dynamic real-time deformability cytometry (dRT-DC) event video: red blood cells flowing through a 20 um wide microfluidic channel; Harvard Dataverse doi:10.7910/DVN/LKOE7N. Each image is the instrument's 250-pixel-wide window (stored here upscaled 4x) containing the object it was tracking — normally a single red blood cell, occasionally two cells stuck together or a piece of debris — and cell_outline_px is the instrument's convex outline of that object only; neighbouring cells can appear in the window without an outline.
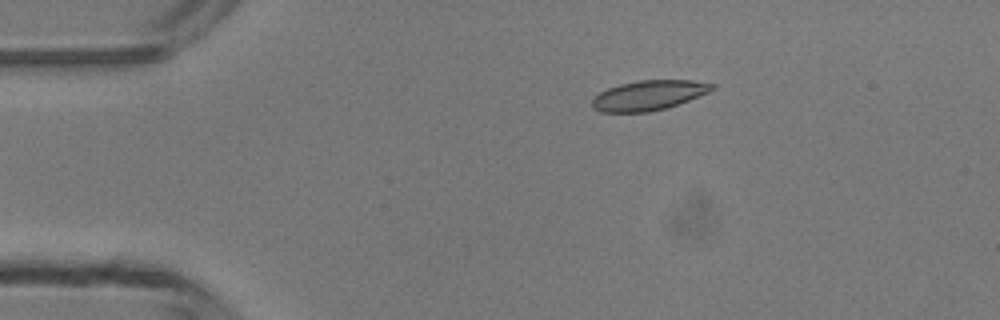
{"species": "common noctule bat (a hibernating species)", "species_latin": "Nyctalus noctula", "temperature_condition": "room temperature", "stored_images_in_passage": 41, "camera_frame_rate_fps": 3000, "um_per_image_px": 0.085, "animal": {"sex": "male", "body_mass_g": 13.3}, "frame": {"image": 1, "passage_image": 1, "time_ms": 0.0, "image_size_px": [1000, 320], "cell_outline_px": [[716, 88], [708, 92], [688, 100], [664, 108], [648, 112], [600, 112], [592, 108], [592, 100], [600, 92], [608, 88], [620, 84], [640, 80], [692, 80], [716, 84]], "centroid_in_image_um": [55.13, 8.09], "position_along_channel_um": 29.9, "area_um2": 20.69}}
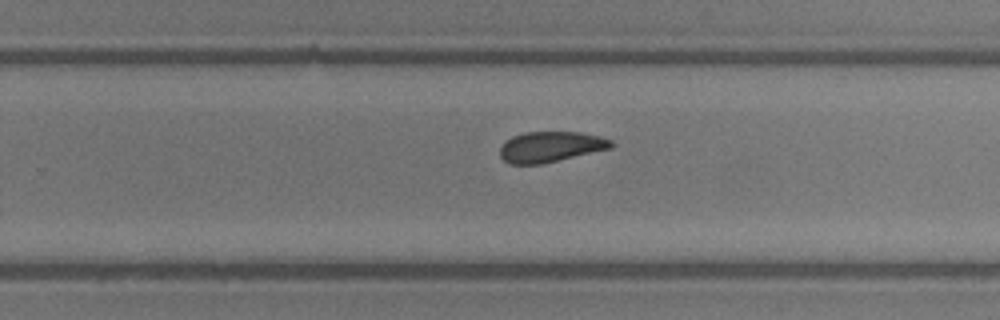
{"frame": {"image": 2, "passage_image": 23, "time_ms": 7.333, "image_size_px": [1000, 320], "cell_outline_px": [[612, 148], [540, 164], [508, 164], [500, 156], [500, 148], [512, 136], [524, 132], [580, 132], [600, 136], [612, 140]], "centroid_in_image_um": [46.8, 12.47], "position_along_channel_um": 283.0, "area_um2": 19.65}}
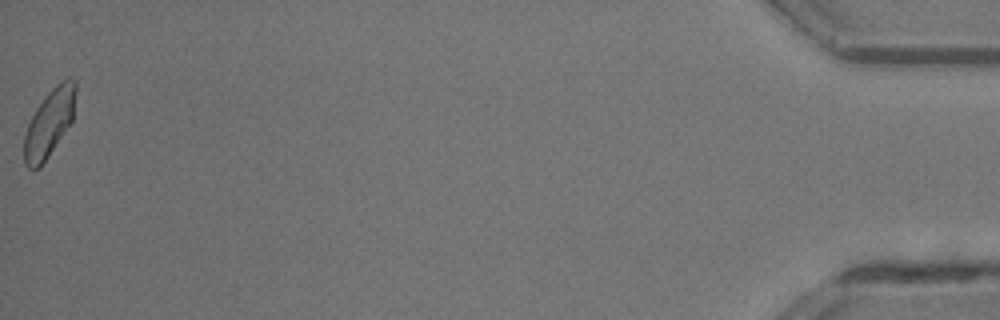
{"frame": {"image": 3, "passage_image": 41, "time_ms": 13.333, "image_size_px": [1000, 320], "cell_outline_px": [[76, 92], [72, 120], [40, 168], [28, 168], [24, 164], [24, 136], [28, 124], [36, 108], [44, 96], [60, 80], [68, 76], [72, 76], [76, 80]], "centroid_in_image_um": [4.2, 10.39], "position_along_channel_um": 431.0, "area_um2": 20.23}, "authors_computed_cell_mechanics": {"area_um2": 20.6924, "velocity_mm_per_s": 4.2043, "shape_relaxation_time_tau1_ms": 4.1364, "shape_relaxation_time_tau2_ms": 1.951, "deformation_change_tau1": 0.1073, "deformation_change_tau2": 0.0811}}